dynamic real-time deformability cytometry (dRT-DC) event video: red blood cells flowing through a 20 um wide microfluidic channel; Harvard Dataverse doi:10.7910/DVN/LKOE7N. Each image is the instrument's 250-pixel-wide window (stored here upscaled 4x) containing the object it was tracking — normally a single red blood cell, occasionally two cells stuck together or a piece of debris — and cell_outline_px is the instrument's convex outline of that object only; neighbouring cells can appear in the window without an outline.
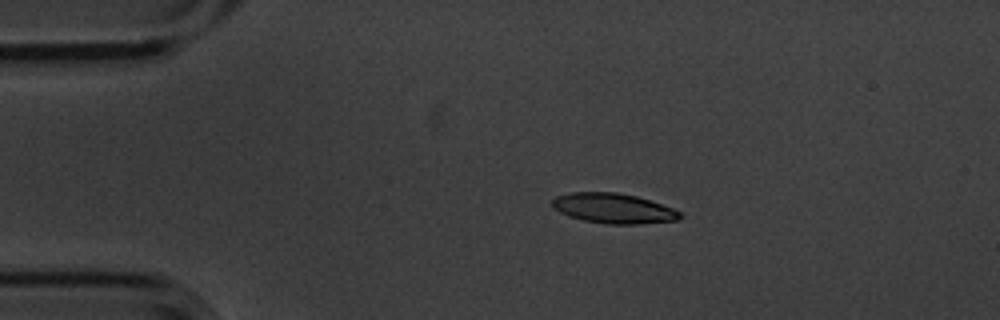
{"species": "common noctule bat (a hibernating species)", "species_latin": "Nyctalus noctula", "temperature_condition": "cold", "stored_images_in_passage": 2, "camera_frame_rate_fps": 3000, "um_per_image_px": 0.085, "animal": {"sex": "male", "body_mass_g": 20.1, "forearm_length_mm": 53.5}, "frame": {"image": 1, "passage_image": 1, "time_ms": 0.0, "image_size_px": [1000, 320], "cell_outline_px": [[684, 216], [676, 220], [640, 224], [608, 224], [584, 220], [568, 216], [552, 208], [552, 200], [556, 196], [568, 192], [616, 192], [636, 196], [684, 212]], "centroid_in_image_um": [52.14, 17.71], "position_along_channel_um": 32.9, "area_um2": 22.43}}